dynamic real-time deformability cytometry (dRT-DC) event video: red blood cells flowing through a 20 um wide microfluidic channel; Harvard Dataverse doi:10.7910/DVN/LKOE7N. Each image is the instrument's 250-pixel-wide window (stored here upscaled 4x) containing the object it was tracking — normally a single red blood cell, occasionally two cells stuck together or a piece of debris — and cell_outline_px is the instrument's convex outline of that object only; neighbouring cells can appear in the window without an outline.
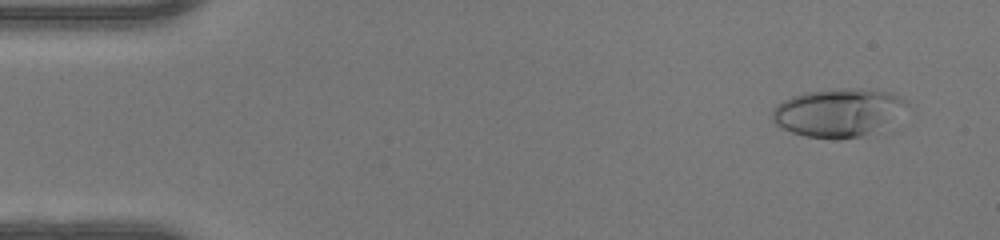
{"species": "human", "species_latin": "Homo sapiens", "temperature_condition": "warm", "stored_images_in_passage": 49, "camera_frame_rate_fps": 3000, "um_per_image_px": 0.085, "donor": {"sex": "female"}, "frame": {"image": 1, "passage_image": 3, "time_ms": 0.667, "image_size_px": [1000, 240], "cell_outline_px": [[908, 104], [860, 136], [836, 140], [832, 140], [808, 136], [792, 132], [776, 124], [772, 120], [772, 108], [776, 104], [792, 96], [808, 92], [848, 88], [860, 88], [892, 92], [908, 100]], "centroid_in_image_um": [71.1, 9.53], "position_along_channel_um": 13.9, "area_um2": 36.3}}
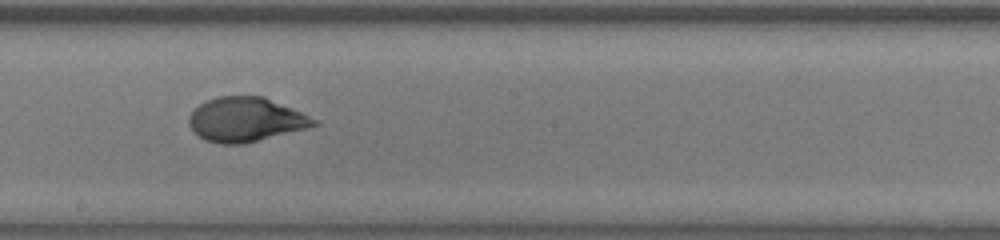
{"frame": {"image": 2, "passage_image": 27, "time_ms": 8.667, "image_size_px": [1000, 240], "cell_outline_px": [[320, 124], [308, 128], [244, 144], [220, 144], [204, 140], [188, 124], [188, 116], [200, 104], [216, 96], [264, 96], [320, 120]], "centroid_in_image_um": [20.92, 10.16], "position_along_channel_um": 227.3, "area_um2": 32.37}}
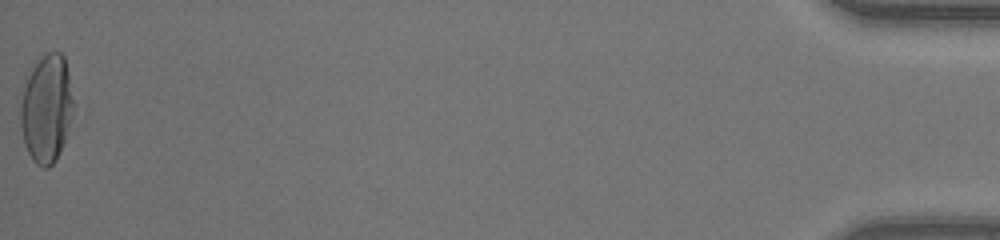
{"frame": {"image": 3, "passage_image": 49, "time_ms": 16.0, "image_size_px": [1000, 240], "cell_outline_px": [[76, 112], [60, 152], [56, 160], [48, 168], [44, 168], [36, 164], [32, 160], [24, 144], [20, 128], [20, 104], [24, 88], [28, 76], [32, 68], [44, 52], [60, 52], [64, 56], [68, 72]], "centroid_in_image_um": [3.98, 9.25], "position_along_channel_um": 431.2, "area_um2": 33.93}, "authors_computed_cell_mechanics": {"area_um2": 32.4836, "velocity_mm_per_s": 4.2111, "shape_relaxation_time_tau1_ms": 9.5605, "shape_relaxation_time_tau2_ms": 0.7535, "deformation_change_tau1": 0.3787, "deformation_change_tau2": 0.0473}}